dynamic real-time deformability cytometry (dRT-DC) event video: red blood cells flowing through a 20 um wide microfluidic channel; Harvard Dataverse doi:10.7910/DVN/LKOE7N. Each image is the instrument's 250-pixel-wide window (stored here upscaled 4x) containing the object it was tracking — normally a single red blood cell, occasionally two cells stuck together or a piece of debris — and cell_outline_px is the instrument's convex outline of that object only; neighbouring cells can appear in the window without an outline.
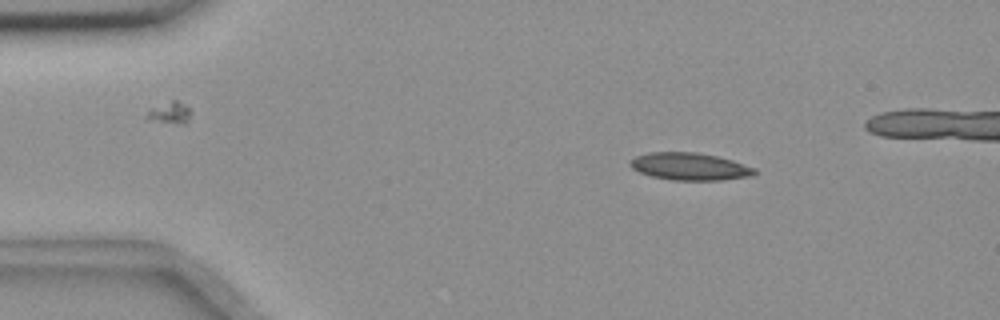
{"species": "common noctule bat (a hibernating species)", "species_latin": "Nyctalus noctula", "temperature_condition": "room temperature", "stored_images_in_passage": 4, "camera_frame_rate_fps": 3000, "um_per_image_px": 0.085, "animal": {"sex": "female", "body_mass_g": 18.4}, "frame": {"image": 1, "passage_image": 2, "time_ms": 1.333, "image_size_px": [1000, 320], "cell_outline_px": [[756, 172], [752, 176], [720, 180], [672, 180], [652, 176], [640, 172], [632, 168], [628, 164], [628, 160], [636, 156], [648, 152], [696, 152], [716, 156], [732, 160], [756, 168]], "centroid_in_image_um": [58.6, 14.15], "position_along_channel_um": 26.4, "area_um2": 19.88}}